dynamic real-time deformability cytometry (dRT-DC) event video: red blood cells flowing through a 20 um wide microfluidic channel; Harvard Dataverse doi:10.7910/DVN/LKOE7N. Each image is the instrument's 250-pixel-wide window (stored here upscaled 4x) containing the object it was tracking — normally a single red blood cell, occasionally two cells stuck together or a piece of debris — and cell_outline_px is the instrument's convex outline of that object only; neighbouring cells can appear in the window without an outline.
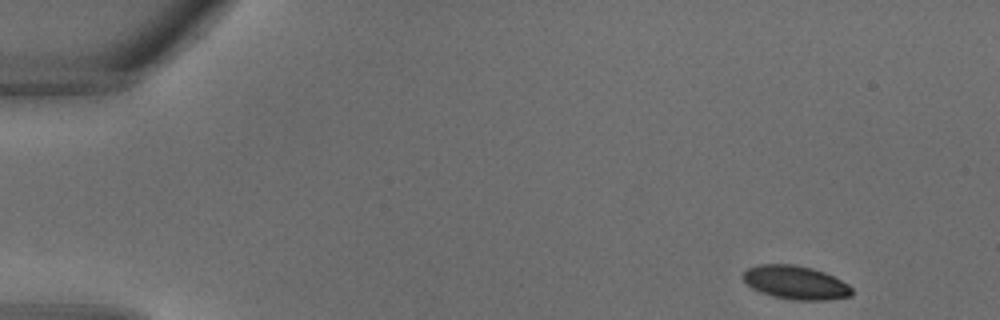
{"species": "common noctule bat (a hibernating species)", "species_latin": "Nyctalus noctula", "temperature_condition": "warm", "stored_images_in_passage": 31, "camera_frame_rate_fps": 3000, "um_per_image_px": 0.085, "animal": {"sex": "male", "body_mass_g": 18.8}, "frame": {"image": 1, "passage_image": 1, "time_ms": 0.0, "image_size_px": [1000, 320], "cell_outline_px": [[852, 296], [824, 300], [792, 300], [772, 296], [760, 292], [752, 288], [740, 276], [748, 268], [760, 264], [796, 264], [812, 268], [824, 272], [848, 284], [852, 288]], "centroid_in_image_um": [67.61, 24.01], "position_along_channel_um": 17.4, "area_um2": 21.33}}
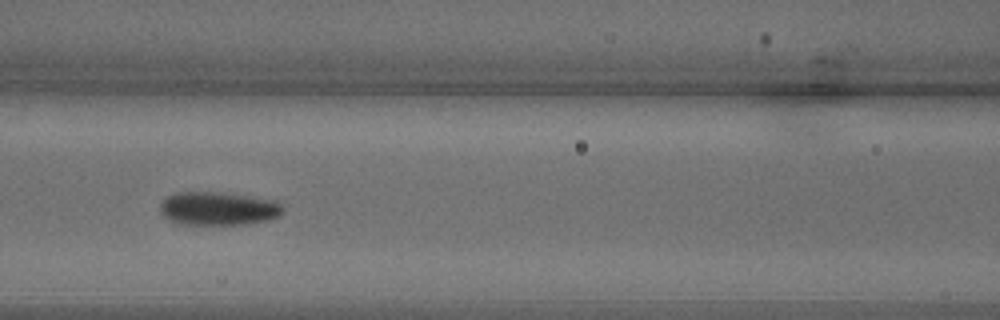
{"frame": {"image": 2, "passage_image": 13, "time_ms": 4.0, "image_size_px": [1000, 320], "cell_outline_px": [[284, 208], [276, 216], [268, 220], [244, 224], [176, 224], [168, 220], [160, 212], [160, 204], [168, 196], [176, 192], [228, 192], [276, 200]], "centroid_in_image_um": [18.52, 17.71], "position_along_channel_um": 148.1, "area_um2": 24.04}}
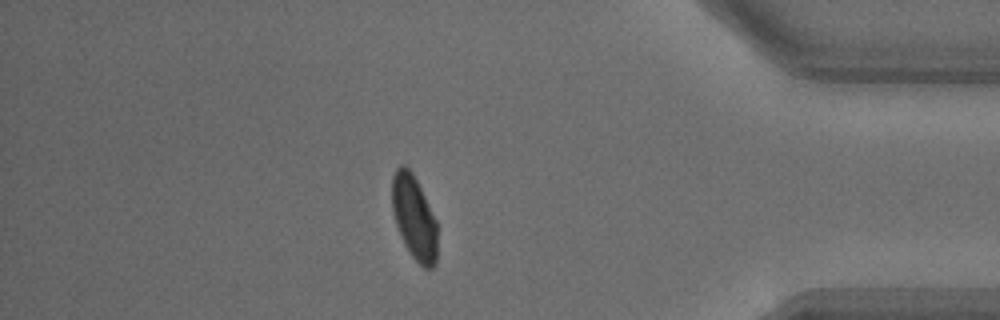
{"frame": {"image": 3, "passage_image": 27, "time_ms": 8.667, "image_size_px": [1000, 320], "cell_outline_px": [[436, 260], [432, 268], [424, 268], [412, 256], [404, 244], [400, 236], [392, 212], [392, 176], [396, 168], [400, 164], [404, 164], [412, 172], [436, 220]], "centroid_in_image_um": [35.17, 18.47], "position_along_channel_um": 400.0, "area_um2": 21.96}}